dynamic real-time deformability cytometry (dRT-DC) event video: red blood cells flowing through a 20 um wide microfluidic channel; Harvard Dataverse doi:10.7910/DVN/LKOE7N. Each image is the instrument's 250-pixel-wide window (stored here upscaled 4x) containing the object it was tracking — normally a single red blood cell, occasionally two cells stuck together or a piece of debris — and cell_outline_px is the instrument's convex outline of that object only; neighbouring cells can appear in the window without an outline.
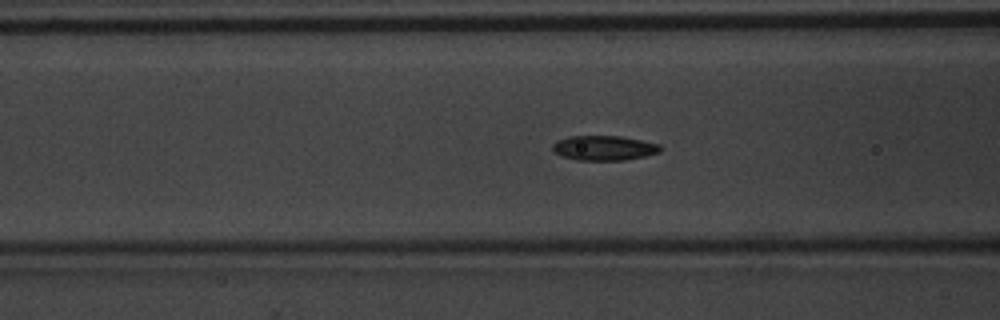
{"species": "common noctule bat (a hibernating species)", "species_latin": "Nyctalus noctula", "temperature_condition": "warm", "stored_images_in_passage": 37, "camera_frame_rate_fps": 3000, "um_per_image_px": 0.085, "animal": {"sex": "male", "body_mass_g": 20.1, "forearm_length_mm": 53.5}, "frame": {"image": 1, "passage_image": 4, "time_ms": 1.0, "image_size_px": [1000, 320], "cell_outline_px": [[664, 148], [660, 152], [644, 156], [624, 160], [576, 160], [552, 152], [552, 144], [556, 140], [568, 136], [620, 136], [660, 144]], "centroid_in_image_um": [51.33, 12.57], "position_along_channel_um": 115.3, "area_um2": 15.66}}
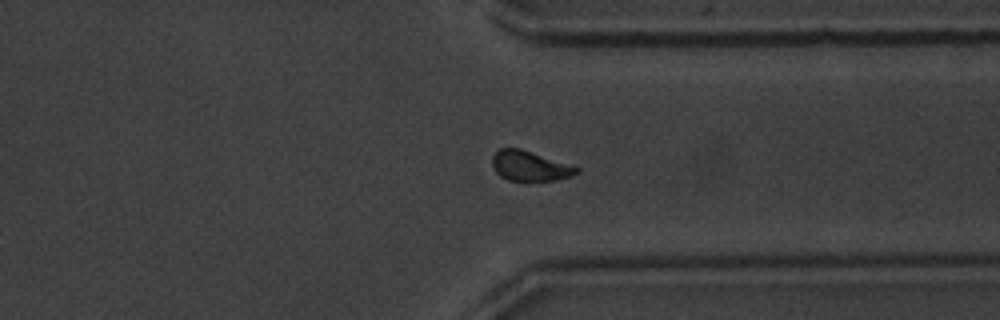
{"frame": {"image": 2, "passage_image": 24, "time_ms": 7.667, "image_size_px": [1000, 320], "cell_outline_px": [[580, 172], [572, 176], [556, 180], [508, 180], [500, 176], [496, 172], [492, 164], [492, 156], [500, 148], [520, 148], [580, 168]], "centroid_in_image_um": [45.03, 14.11], "position_along_channel_um": 366.4, "area_um2": 14.57}}
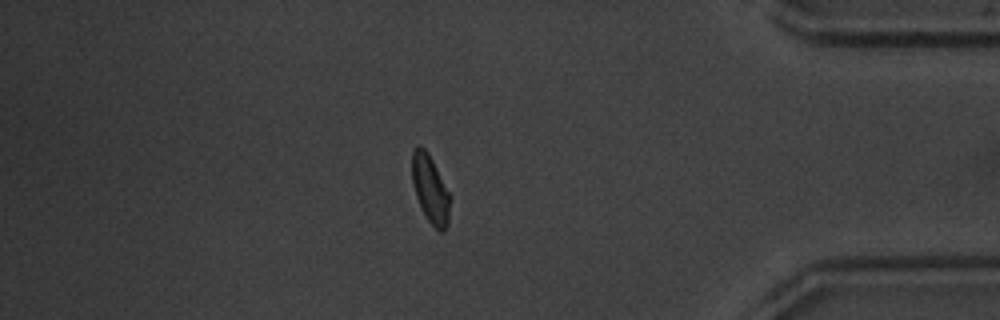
{"frame": {"image": 3, "passage_image": 29, "time_ms": 9.333, "image_size_px": [1000, 320], "cell_outline_px": [[452, 196], [448, 224], [444, 232], [440, 232], [428, 220], [416, 196], [412, 184], [412, 152], [420, 144], [428, 152]], "centroid_in_image_um": [36.61, 16.08], "position_along_channel_um": 398.6, "area_um2": 15.2}}